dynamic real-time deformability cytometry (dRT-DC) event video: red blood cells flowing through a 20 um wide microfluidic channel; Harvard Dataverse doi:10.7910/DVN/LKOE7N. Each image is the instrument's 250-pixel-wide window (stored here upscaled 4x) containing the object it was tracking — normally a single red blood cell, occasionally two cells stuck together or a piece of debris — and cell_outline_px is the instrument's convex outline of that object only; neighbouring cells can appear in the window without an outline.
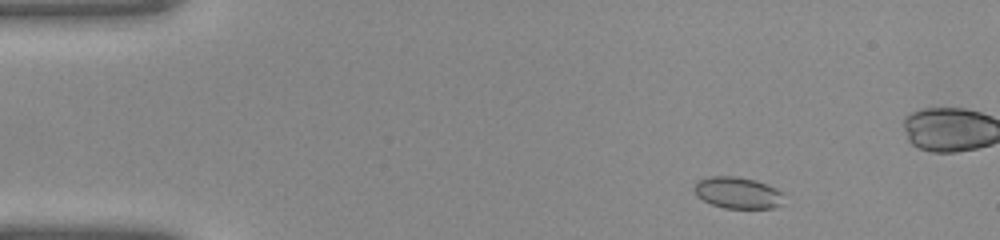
{"species": "common noctule bat (a hibernating species)", "species_latin": "Nyctalus noctula", "temperature_condition": "warm", "stored_images_in_passage": 39, "segment_of_instrument_passage": [1, 2], "camera_frame_rate_fps": 3000, "um_per_image_px": 0.085, "animal": {"sex": "female", "body_mass_g": 22.0, "forearm_length_mm": 56.7}, "frame": {"image": 1, "passage_image": 3, "time_ms": 0.667, "image_size_px": [1000, 240], "cell_outline_px": [[780, 204], [772, 208], [724, 208], [712, 204], [696, 196], [692, 188], [700, 180], [712, 176], [736, 176], [756, 180], [768, 184], [776, 188], [780, 192]], "centroid_in_image_um": [62.65, 16.37], "position_along_channel_um": 22.3, "area_um2": 16.24}}
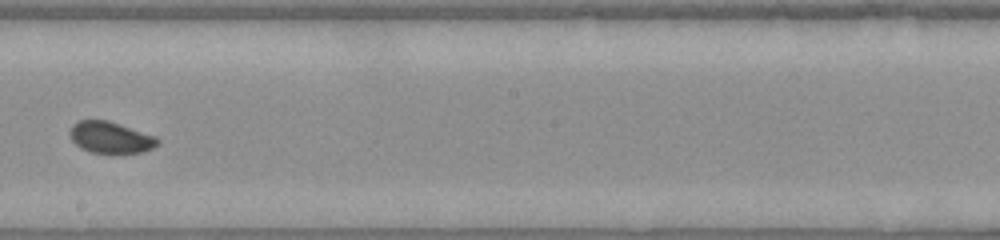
{"frame": {"image": 2, "passage_image": 21, "time_ms": 6.667, "image_size_px": [1000, 240], "cell_outline_px": [[160, 140], [152, 148], [144, 152], [88, 152], [80, 148], [72, 140], [68, 132], [72, 124], [80, 120], [108, 120], [156, 136]], "centroid_in_image_um": [9.36, 11.67], "position_along_channel_um": 238.8, "area_um2": 16.01}}
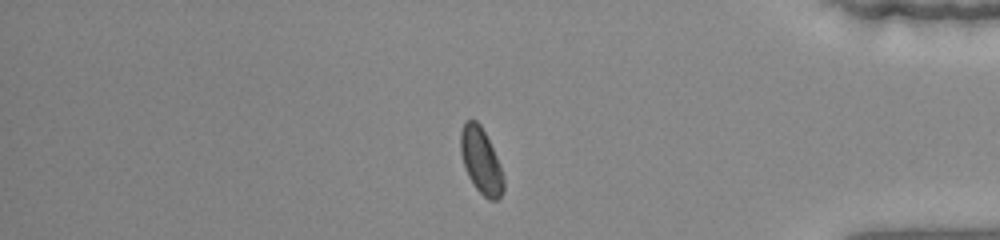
{"frame": {"image": 3, "passage_image": 32, "time_ms": 10.333, "image_size_px": [1000, 240], "cell_outline_px": [[504, 188], [500, 196], [496, 200], [488, 200], [476, 188], [468, 176], [464, 168], [460, 152], [460, 132], [464, 120], [476, 120], [480, 124], [500, 164], [504, 176]], "centroid_in_image_um": [40.87, 13.66], "position_along_channel_um": 394.3, "area_um2": 16.47}}